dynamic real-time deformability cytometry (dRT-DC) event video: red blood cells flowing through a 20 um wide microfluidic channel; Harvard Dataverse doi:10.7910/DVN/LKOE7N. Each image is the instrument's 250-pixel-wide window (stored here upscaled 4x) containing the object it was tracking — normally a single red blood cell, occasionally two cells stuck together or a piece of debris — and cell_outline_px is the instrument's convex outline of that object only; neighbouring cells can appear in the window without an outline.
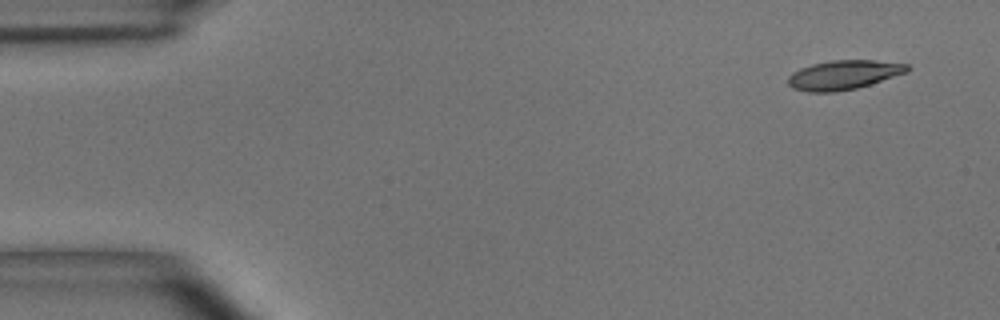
{"species": "common noctule bat (a hibernating species)", "species_latin": "Nyctalus noctula", "temperature_condition": "room temperature", "stored_images_in_passage": 51, "camera_frame_rate_fps": 3000, "um_per_image_px": 0.085, "animal": {"sex": "male", "body_mass_g": 15.6}, "frame": {"image": 1, "passage_image": 1, "time_ms": 0.0, "image_size_px": [1000, 320], "cell_outline_px": [[912, 68], [908, 72], [856, 88], [836, 92], [808, 92], [792, 88], [788, 84], [788, 76], [792, 72], [800, 68], [812, 64], [832, 60], [872, 60], [908, 64]], "centroid_in_image_um": [71.7, 6.36], "position_along_channel_um": 13.3, "area_um2": 20.35}}
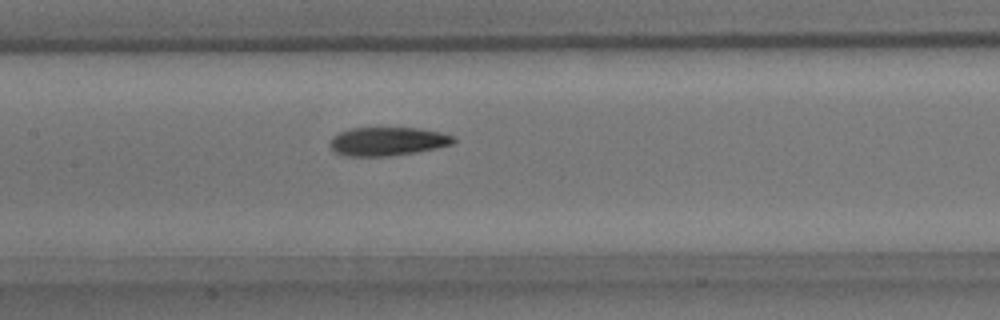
{"frame": {"image": 2, "passage_image": 23, "time_ms": 7.333, "image_size_px": [1000, 320], "cell_outline_px": [[456, 140], [452, 144], [436, 148], [416, 152], [388, 156], [344, 156], [336, 152], [328, 144], [332, 136], [340, 132], [352, 128], [420, 128], [440, 132], [456, 136]], "centroid_in_image_um": [32.95, 12.01], "position_along_channel_um": 174.5, "area_um2": 20.63}}
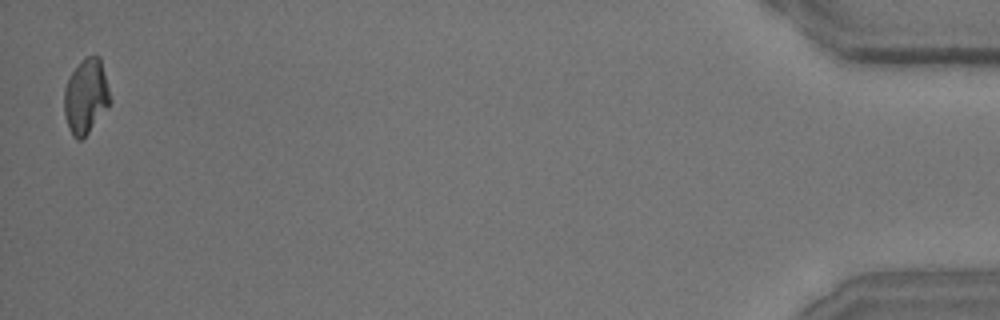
{"frame": {"image": 3, "passage_image": 51, "time_ms": 16.667, "image_size_px": [1000, 320], "cell_outline_px": [[112, 100], [88, 132], [80, 140], [76, 140], [72, 136], [68, 128], [64, 112], [64, 88], [72, 72], [88, 56], [100, 56]], "centroid_in_image_um": [7.3, 8.21], "position_along_channel_um": 427.9, "area_um2": 19.65}, "authors_computed_cell_mechanics": {"area_um2": 20.5768, "velocity_mm_per_s": 3.676, "shape_relaxation_time_tau1_ms": 4.6804, "shape_relaxation_time_tau2_ms": 2.7193, "deformation_change_tau1": 0.1736, "deformation_change_tau2": 0.1047}}